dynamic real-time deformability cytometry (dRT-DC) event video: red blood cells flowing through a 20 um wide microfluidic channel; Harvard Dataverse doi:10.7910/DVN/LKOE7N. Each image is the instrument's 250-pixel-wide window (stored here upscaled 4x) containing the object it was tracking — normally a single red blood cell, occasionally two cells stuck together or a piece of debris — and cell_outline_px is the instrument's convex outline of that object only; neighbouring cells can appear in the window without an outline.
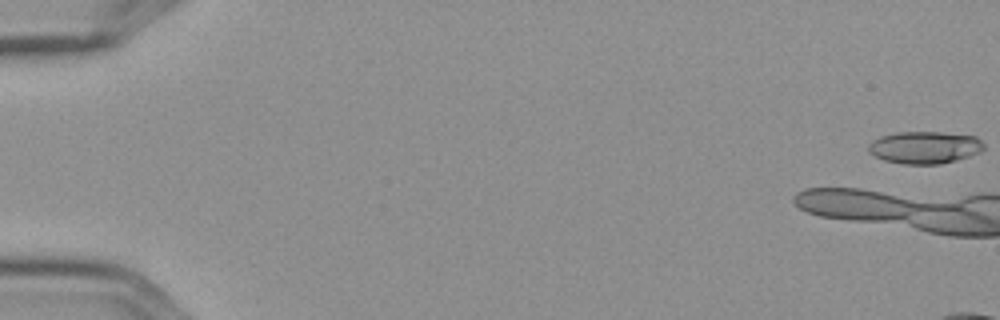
{"species": "Egyptian fruit bat (a non-hibernating species)", "species_latin": "Rousettus aegyptiacus", "temperature_condition": "cold", "stored_images_in_passage": 14, "camera_frame_rate_fps": 3000, "um_per_image_px": 0.085, "frame": {"image": 1, "passage_image": 1, "time_ms": 0.0, "image_size_px": [1000, 320], "cell_outline_px": [[984, 148], [980, 152], [956, 160], [940, 164], [904, 164], [884, 160], [868, 152], [868, 144], [872, 140], [880, 136], [896, 132], [940, 132], [976, 136], [984, 144]], "centroid_in_image_um": [78.58, 12.52], "position_along_channel_um": 6.4, "area_um2": 21.73}}